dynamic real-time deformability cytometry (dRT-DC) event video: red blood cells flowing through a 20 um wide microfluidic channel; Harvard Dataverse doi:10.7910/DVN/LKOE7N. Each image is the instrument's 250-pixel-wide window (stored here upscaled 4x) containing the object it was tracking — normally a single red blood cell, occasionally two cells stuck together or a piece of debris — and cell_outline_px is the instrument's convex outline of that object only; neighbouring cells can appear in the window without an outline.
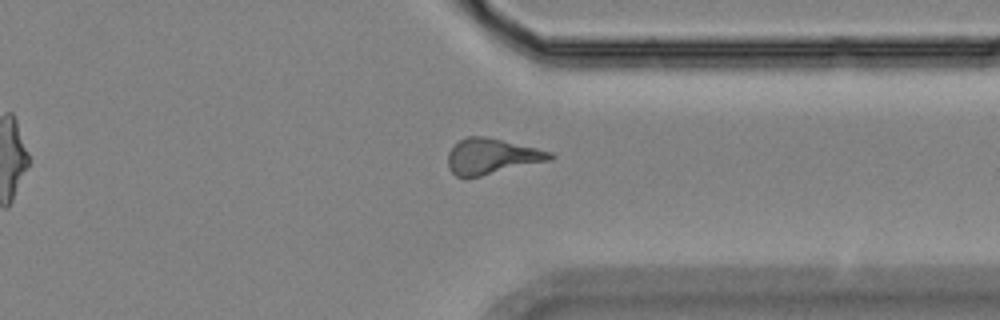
{"species": "Egyptian fruit bat (a non-hibernating species)", "species_latin": "Rousettus aegyptiacus", "temperature_condition": "room temperature", "stored_images_in_passage": 12, "camera_frame_rate_fps": 3000, "um_per_image_px": 0.085, "animal": {"sex": "female"}, "frame": {"image": 1, "passage_image": 12, "time_ms": 15.667, "image_size_px": [1000, 320], "cell_outline_px": [[556, 156], [552, 160], [464, 180], [456, 176], [448, 168], [448, 152], [460, 140], [468, 136], [484, 136], [536, 148], [552, 152]], "centroid_in_image_um": [41.79, 13.32], "position_along_channel_um": 369.6, "area_um2": 21.39}}